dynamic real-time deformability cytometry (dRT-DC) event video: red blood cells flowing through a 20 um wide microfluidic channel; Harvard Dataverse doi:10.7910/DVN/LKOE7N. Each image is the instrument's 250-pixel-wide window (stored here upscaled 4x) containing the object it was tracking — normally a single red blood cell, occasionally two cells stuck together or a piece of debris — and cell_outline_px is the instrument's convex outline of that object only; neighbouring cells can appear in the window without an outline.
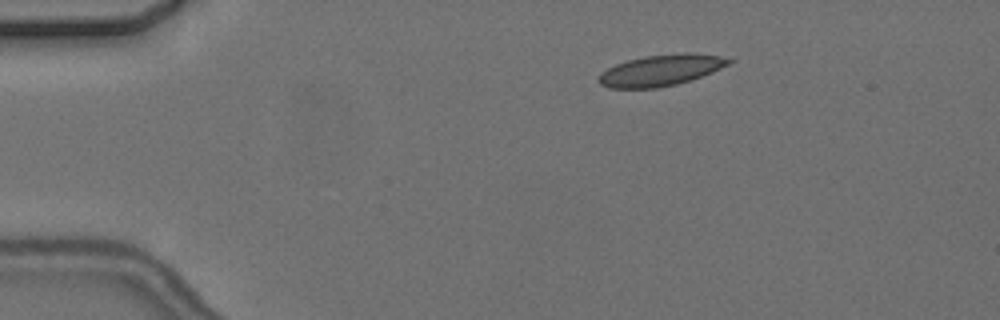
{"species": "common noctule bat (a hibernating species)", "species_latin": "Nyctalus noctula", "temperature_condition": "cold", "stored_images_in_passage": 4, "camera_frame_rate_fps": 3000, "um_per_image_px": 0.085, "animal": {"sex": "female", "body_mass_g": 24.6, "forearm_length_mm": 56.2}, "frame": {"image": 1, "passage_image": 2, "time_ms": 1.333, "image_size_px": [1000, 320], "cell_outline_px": [[736, 60], [712, 72], [676, 84], [656, 88], [608, 88], [600, 84], [596, 80], [600, 72], [616, 64], [628, 60], [644, 56], [684, 52], [696, 52], [720, 56]], "centroid_in_image_um": [56.15, 5.96], "position_along_channel_um": 28.9, "area_um2": 23.7}}